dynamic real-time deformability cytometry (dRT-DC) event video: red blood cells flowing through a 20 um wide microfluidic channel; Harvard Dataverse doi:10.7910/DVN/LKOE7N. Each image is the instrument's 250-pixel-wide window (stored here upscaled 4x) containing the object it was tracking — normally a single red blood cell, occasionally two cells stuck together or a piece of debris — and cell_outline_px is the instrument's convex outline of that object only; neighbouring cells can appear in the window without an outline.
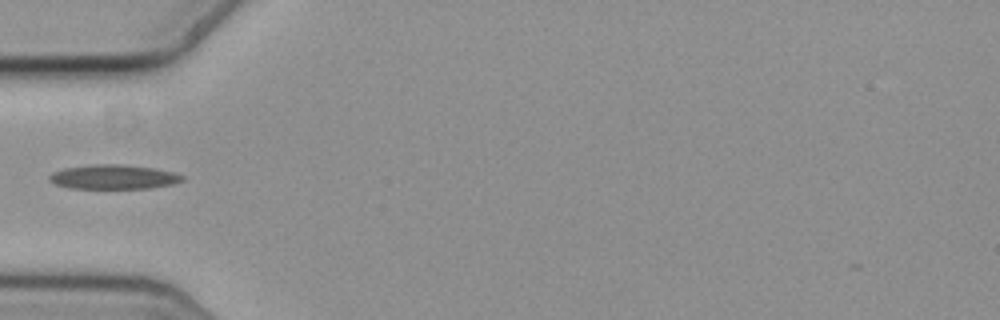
{"species": "common noctule bat (a hibernating species)", "species_latin": "Nyctalus noctula", "temperature_condition": "cold", "stored_images_in_passage": 40, "camera_frame_rate_fps": 3000, "um_per_image_px": 0.085, "animal": {"sex": "female", "body_mass_g": 19.3, "forearm_length_mm": 54.1}, "frame": {"image": 1, "passage_image": 1, "time_ms": 0.0, "image_size_px": [1000, 320], "cell_outline_px": [[184, 180], [172, 184], [152, 188], [68, 188], [56, 184], [48, 180], [48, 176], [52, 172], [64, 168], [92, 164], [124, 164], [152, 168], [172, 172], [184, 176]], "centroid_in_image_um": [9.62, 15.03], "position_along_channel_um": 75.4, "area_um2": 18.9}}
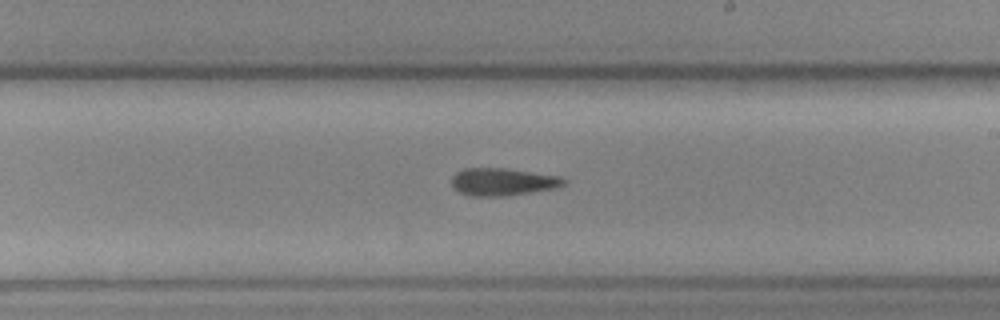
{"frame": {"image": 2, "passage_image": 15, "time_ms": 4.667, "image_size_px": [1000, 320], "cell_outline_px": [[568, 180], [564, 184], [556, 188], [508, 196], [472, 196], [460, 192], [452, 188], [452, 176], [456, 172], [464, 168], [504, 168], [560, 176]], "centroid_in_image_um": [42.73, 15.46], "position_along_channel_um": 246.3, "area_um2": 18.09}}
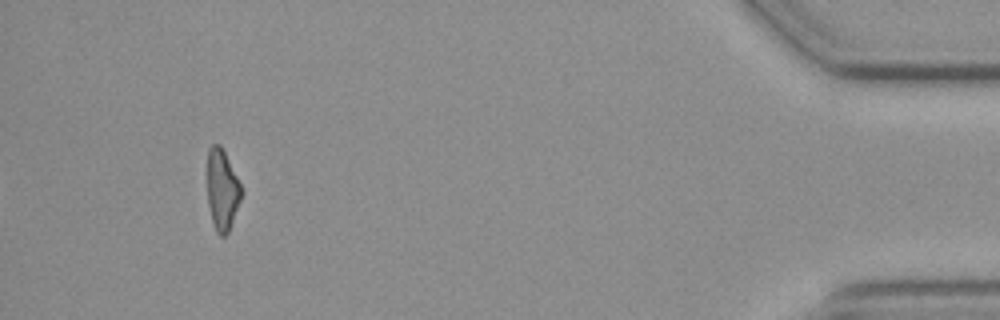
{"frame": {"image": 3, "passage_image": 35, "time_ms": 11.333, "image_size_px": [1000, 320], "cell_outline_px": [[244, 192], [228, 232], [224, 236], [220, 236], [216, 232], [212, 220], [208, 204], [208, 148], [212, 144], [220, 144]], "centroid_in_image_um": [18.89, 16.15], "position_along_channel_um": 416.3, "area_um2": 15.84}}